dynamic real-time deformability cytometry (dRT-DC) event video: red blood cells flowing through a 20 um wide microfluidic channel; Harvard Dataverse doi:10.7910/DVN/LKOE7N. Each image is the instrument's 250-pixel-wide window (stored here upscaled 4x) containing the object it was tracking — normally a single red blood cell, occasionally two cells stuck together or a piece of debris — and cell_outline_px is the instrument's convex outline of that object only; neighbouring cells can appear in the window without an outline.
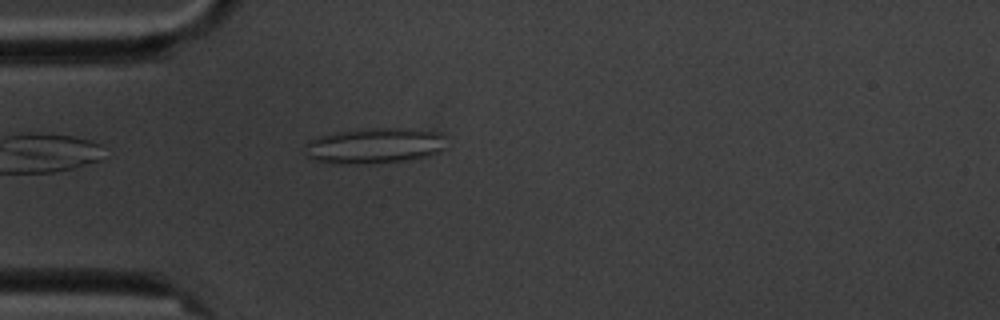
{"species": "common noctule bat (a hibernating species)", "species_latin": "Nyctalus noctula", "temperature_condition": "cold", "stored_images_in_passage": 4, "camera_frame_rate_fps": 3000, "um_per_image_px": 0.085, "animal": {"sex": "male", "body_mass_g": 20.1, "forearm_length_mm": 53.5}, "frame": {"image": 1, "passage_image": 4, "time_ms": 4.333, "image_size_px": [1000, 320], "cell_outline_px": [[444, 148], [440, 152], [428, 156], [408, 160], [360, 164], [332, 164], [312, 160], [304, 156], [304, 144], [308, 140], [320, 136], [336, 132], [356, 128], [400, 128], [440, 132], [444, 136]], "centroid_in_image_um": [31.75, 12.39], "position_along_channel_um": 53.2, "area_um2": 29.94}}